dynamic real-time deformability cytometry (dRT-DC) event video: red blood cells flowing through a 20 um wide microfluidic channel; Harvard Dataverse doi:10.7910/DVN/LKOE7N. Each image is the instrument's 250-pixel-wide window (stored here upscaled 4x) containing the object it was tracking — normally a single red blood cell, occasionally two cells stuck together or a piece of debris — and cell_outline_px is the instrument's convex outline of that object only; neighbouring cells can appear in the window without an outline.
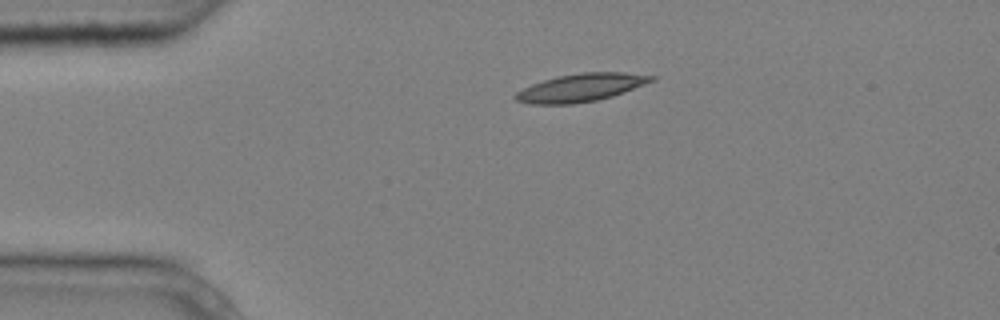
{"species": "common noctule bat (a hibernating species)", "species_latin": "Nyctalus noctula", "temperature_condition": "cold", "stored_images_in_passage": 2, "camera_frame_rate_fps": 3000, "um_per_image_px": 0.085, "animal": {"sex": "male", "body_mass_g": 20.4}, "frame": {"image": 1, "passage_image": 1, "time_ms": 0.0, "image_size_px": [1000, 320], "cell_outline_px": [[656, 80], [612, 96], [596, 100], [572, 104], [528, 104], [516, 100], [512, 96], [516, 92], [532, 84], [556, 76], [580, 72], [624, 72], [656, 76]], "centroid_in_image_um": [49.36, 7.44], "position_along_channel_um": 35.6, "area_um2": 22.14}}
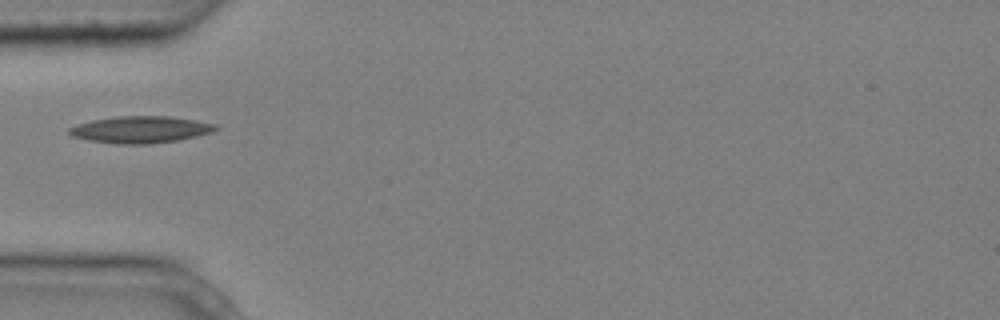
{"frame": {"image": 2, "passage_image": 2, "time_ms": 0.333, "image_size_px": [1000, 320], "cell_outline_px": [[220, 128], [212, 132], [180, 140], [152, 144], [116, 144], [88, 140], [72, 136], [68, 132], [68, 128], [76, 124], [92, 120], [116, 116], [168, 116], [196, 120], [216, 124]], "centroid_in_image_um": [11.95, 11.01], "position_along_channel_um": 73.1, "area_um2": 23.12}}